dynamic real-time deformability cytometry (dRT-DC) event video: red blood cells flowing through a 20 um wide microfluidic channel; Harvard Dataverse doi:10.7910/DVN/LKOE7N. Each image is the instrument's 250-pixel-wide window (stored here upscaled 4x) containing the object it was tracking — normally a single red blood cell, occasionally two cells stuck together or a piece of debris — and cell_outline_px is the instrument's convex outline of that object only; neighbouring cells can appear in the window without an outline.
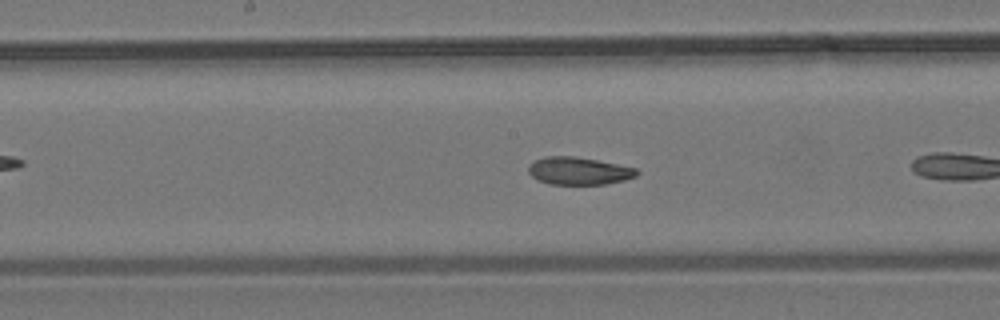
{"species": "common noctule bat (a hibernating species)", "species_latin": "Nyctalus noctula", "temperature_condition": "room temperature", "stored_images_in_passage": 11, "camera_frame_rate_fps": 3000, "um_per_image_px": 0.085, "animal": {"sex": "male", "body_mass_g": 19.2, "forearm_length_mm": 51.8}, "frame": {"image": 1, "passage_image": 10, "time_ms": 3.0, "image_size_px": [1000, 320], "cell_outline_px": [[640, 172], [636, 176], [624, 180], [604, 184], [548, 184], [536, 180], [528, 172], [528, 168], [536, 160], [544, 156], [576, 156], [636, 168]], "centroid_in_image_um": [49.18, 14.53], "position_along_channel_um": 199.0, "area_um2": 17.34}}